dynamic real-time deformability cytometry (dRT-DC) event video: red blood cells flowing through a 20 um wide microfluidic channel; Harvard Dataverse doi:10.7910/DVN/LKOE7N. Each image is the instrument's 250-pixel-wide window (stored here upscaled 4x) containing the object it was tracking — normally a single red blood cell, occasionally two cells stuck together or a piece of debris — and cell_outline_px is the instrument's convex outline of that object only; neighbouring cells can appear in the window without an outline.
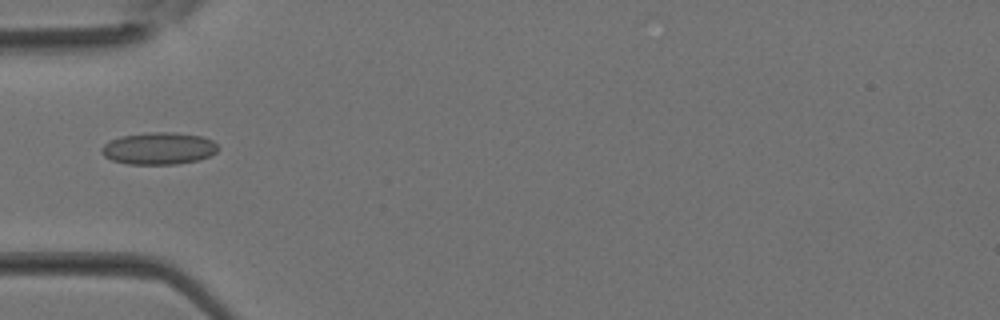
{"species": "Egyptian fruit bat (a non-hibernating species)", "species_latin": "Rousettus aegyptiacus", "temperature_condition": "room temperature", "stored_images_in_passage": 20, "camera_frame_rate_fps": 3000, "um_per_image_px": 0.085, "animal": {"sex": "female"}, "frame": {"image": 1, "passage_image": 1, "time_ms": 0.0, "image_size_px": [1000, 320], "cell_outline_px": [[220, 148], [216, 152], [208, 156], [196, 160], [176, 164], [128, 164], [112, 160], [104, 156], [100, 152], [100, 148], [108, 140], [120, 136], [148, 132], [176, 132], [204, 136], [212, 140]], "centroid_in_image_um": [13.47, 12.6], "position_along_channel_um": 71.5, "area_um2": 22.02}}
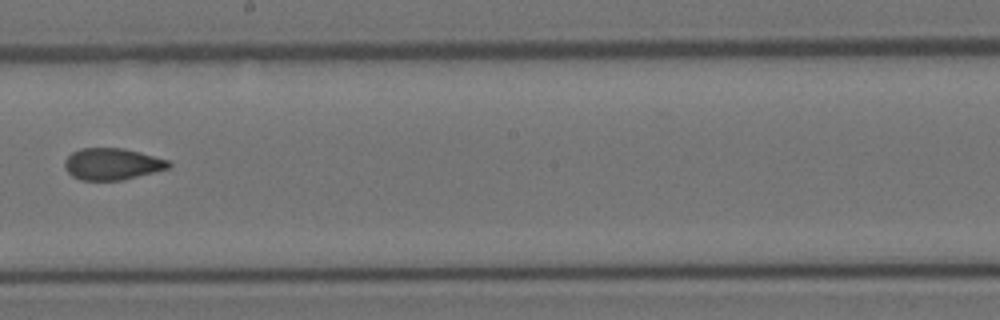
{"frame": {"image": 2, "passage_image": 10, "time_ms": 3.0, "image_size_px": [1000, 320], "cell_outline_px": [[172, 164], [168, 168], [124, 180], [80, 180], [72, 176], [64, 168], [64, 160], [72, 152], [80, 148], [124, 148], [140, 152], [168, 160]], "centroid_in_image_um": [9.51, 13.94], "position_along_channel_um": 238.7, "area_um2": 19.25}}
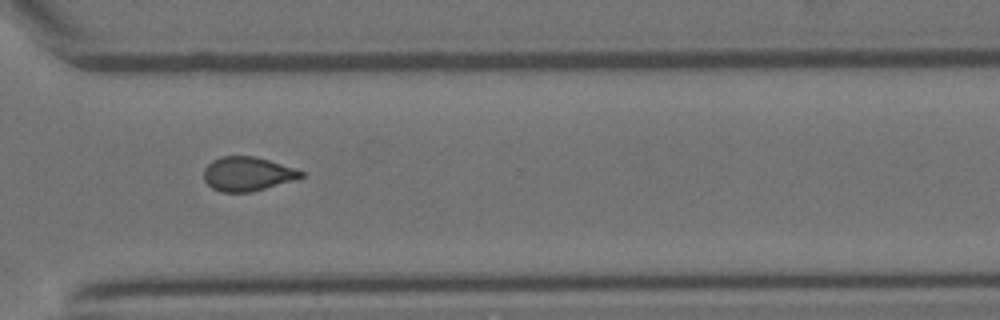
{"frame": {"image": 3, "passage_image": 16, "time_ms": 5.0, "image_size_px": [1000, 320], "cell_outline_px": [[304, 176], [296, 180], [252, 192], [220, 192], [212, 188], [204, 180], [204, 168], [212, 160], [220, 156], [256, 156], [304, 172]], "centroid_in_image_um": [21.01, 14.79], "position_along_channel_um": 349.6, "area_um2": 19.36}}